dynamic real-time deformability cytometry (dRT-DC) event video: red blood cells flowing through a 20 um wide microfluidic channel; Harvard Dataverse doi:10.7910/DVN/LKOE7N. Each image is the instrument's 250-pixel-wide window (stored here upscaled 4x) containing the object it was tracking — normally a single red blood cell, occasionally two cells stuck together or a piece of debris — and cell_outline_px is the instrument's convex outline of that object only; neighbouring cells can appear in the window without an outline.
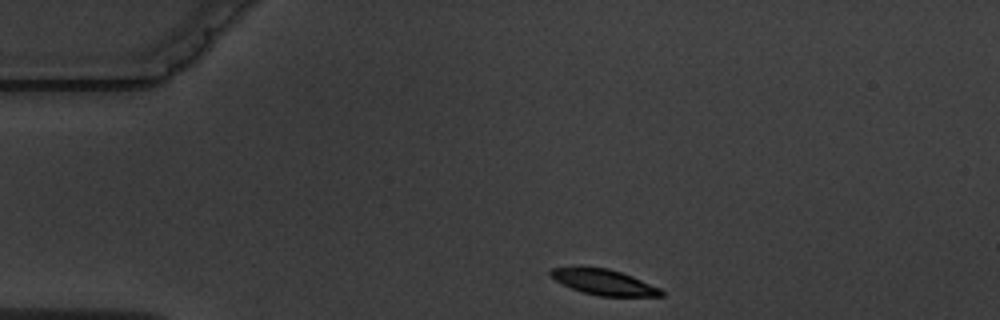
{"species": "common noctule bat (a hibernating species)", "species_latin": "Nyctalus noctula", "temperature_condition": "warm", "stored_images_in_passage": 5, "camera_frame_rate_fps": 3000, "um_per_image_px": 0.085, "animal": {"sex": "male", "body_mass_g": 19.5, "forearm_length_mm": 54.6}, "frame": {"image": 1, "passage_image": 1, "time_ms": 0.0, "image_size_px": [1000, 320], "cell_outline_px": [[664, 296], [600, 296], [584, 292], [572, 288], [548, 276], [548, 272], [552, 268], [576, 264], [580, 264], [608, 268], [632, 276], [660, 288], [664, 292]], "centroid_in_image_um": [51.25, 23.93], "position_along_channel_um": 33.8, "area_um2": 16.94}}
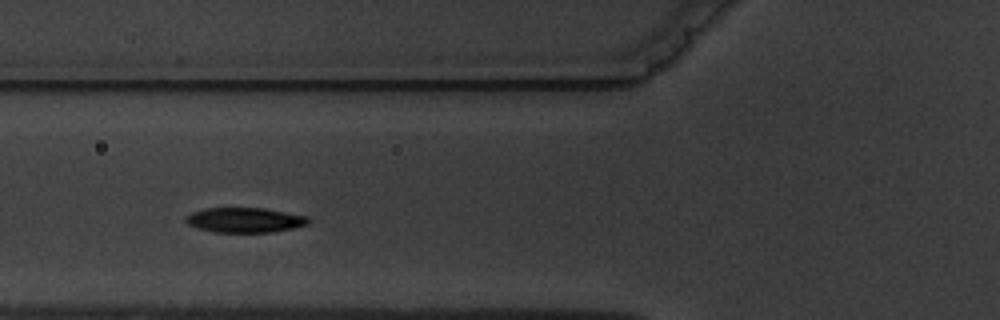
{"frame": {"image": 2, "passage_image": 4, "time_ms": 3.333, "image_size_px": [1000, 320], "cell_outline_px": [[312, 220], [308, 224], [292, 228], [272, 232], [212, 232], [196, 228], [188, 224], [184, 220], [184, 216], [192, 212], [204, 208], [264, 208], [308, 216]], "centroid_in_image_um": [20.78, 18.7], "position_along_channel_um": 105.0, "area_um2": 17.98}}
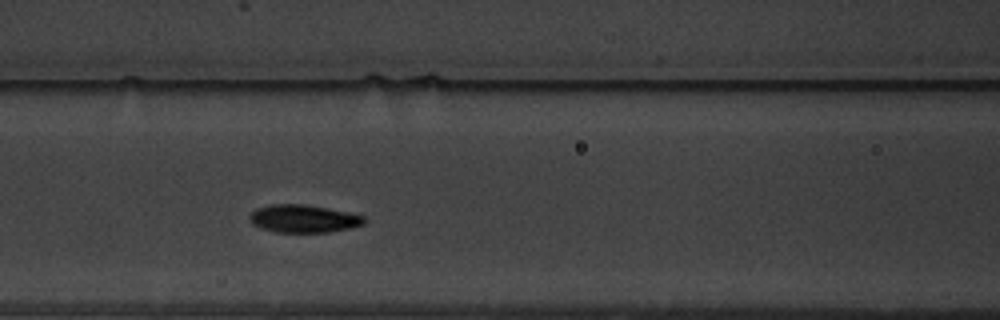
{"frame": {"image": 3, "passage_image": 5, "time_ms": 4.333, "image_size_px": [1000, 320], "cell_outline_px": [[368, 220], [364, 224], [348, 228], [328, 232], [276, 232], [252, 224], [248, 216], [256, 208], [268, 204], [304, 204], [348, 212], [364, 216]], "centroid_in_image_um": [25.79, 18.58], "position_along_channel_um": 140.8, "area_um2": 18.5}}